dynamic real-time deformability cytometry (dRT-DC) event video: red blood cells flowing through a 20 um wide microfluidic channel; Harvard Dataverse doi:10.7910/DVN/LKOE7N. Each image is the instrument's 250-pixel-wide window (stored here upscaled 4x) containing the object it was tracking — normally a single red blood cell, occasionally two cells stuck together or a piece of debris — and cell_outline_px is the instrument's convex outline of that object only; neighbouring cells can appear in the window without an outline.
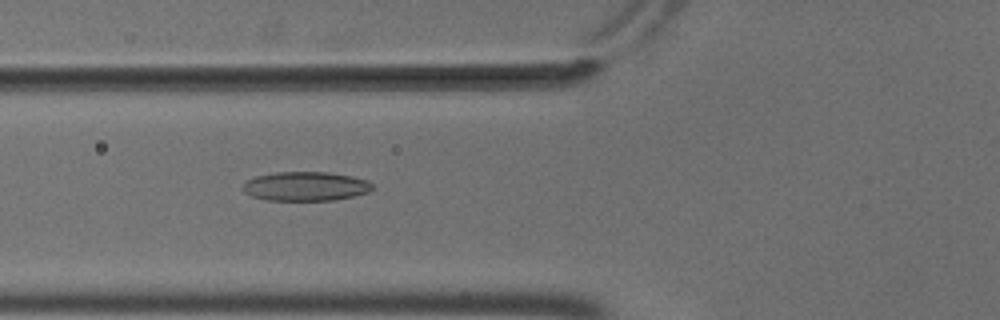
{"species": "common noctule bat (a hibernating species)", "species_latin": "Nyctalus noctula", "temperature_condition": "cold", "stored_images_in_passage": 52, "camera_frame_rate_fps": 3000, "um_per_image_px": 0.085, "animal": {"sex": "male", "body_mass_g": 18.8}, "frame": {"image": 1, "passage_image": 18, "time_ms": 5.667, "image_size_px": [1000, 320], "cell_outline_px": [[372, 188], [368, 192], [352, 196], [332, 200], [268, 200], [252, 196], [244, 192], [240, 188], [248, 180], [256, 176], [276, 172], [328, 172], [352, 176], [368, 180], [372, 184]], "centroid_in_image_um": [25.96, 15.83], "position_along_channel_um": 99.8, "area_um2": 21.91}}
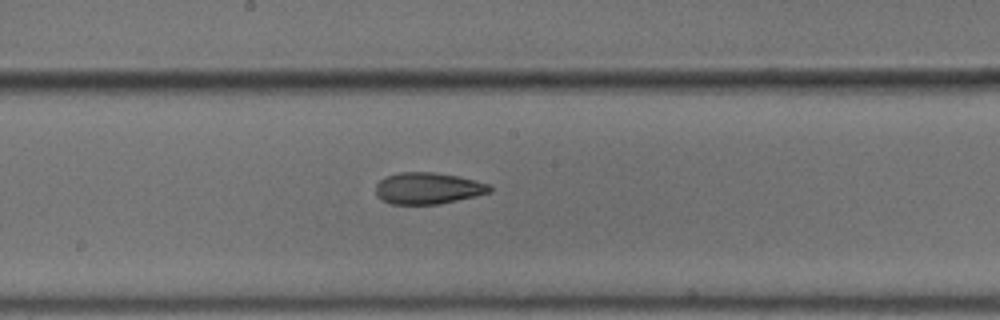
{"frame": {"image": 2, "passage_image": 27, "time_ms": 8.667, "image_size_px": [1000, 320], "cell_outline_px": [[492, 192], [476, 196], [440, 204], [388, 204], [376, 196], [376, 184], [380, 180], [388, 176], [400, 172], [432, 172], [456, 176], [476, 180], [492, 184]], "centroid_in_image_um": [36.4, 16.01], "position_along_channel_um": 211.8, "area_um2": 21.1}}
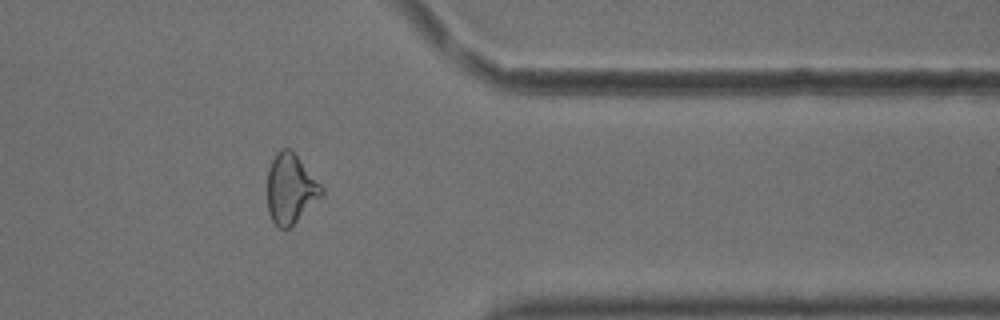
{"frame": {"image": 3, "passage_image": 42, "time_ms": 13.667, "image_size_px": [1000, 320], "cell_outline_px": [[324, 192], [288, 228], [280, 228], [272, 220], [268, 212], [268, 168], [276, 152], [280, 148], [288, 148], [296, 156], [324, 188]], "centroid_in_image_um": [24.66, 16.02], "position_along_channel_um": 386.7, "area_um2": 21.27}, "authors_computed_cell_mechanics": {"area_um2": 22.1663, "velocity_mm_per_s": 3.7029, "shape_relaxation_time_tau1_ms": 5.9573, "shape_relaxation_time_tau2_ms": 2.6109, "deformation_change_tau1": 0.1596, "deformation_change_tau2": 0.1034}}